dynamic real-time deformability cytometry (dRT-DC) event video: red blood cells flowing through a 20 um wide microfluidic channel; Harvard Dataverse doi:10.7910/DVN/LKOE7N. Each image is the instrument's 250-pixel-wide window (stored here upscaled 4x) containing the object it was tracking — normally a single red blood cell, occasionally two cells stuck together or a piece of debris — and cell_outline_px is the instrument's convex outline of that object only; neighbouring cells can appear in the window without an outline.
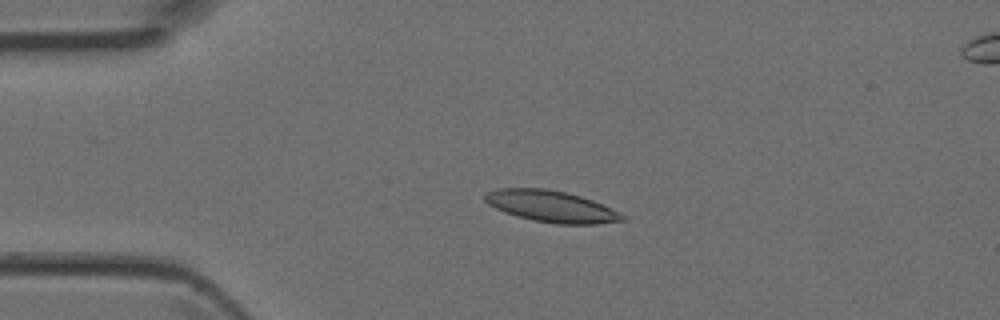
{"species": "Egyptian fruit bat (a non-hibernating species)", "species_latin": "Rousettus aegyptiacus", "temperature_condition": "room temperature", "stored_images_in_passage": 5, "segment_of_instrument_passage": [1, 2], "camera_frame_rate_fps": 3000, "um_per_image_px": 0.085, "animal": {"sex": "female"}, "frame": {"image": 1, "passage_image": 3, "time_ms": 0.667, "image_size_px": [1000, 320], "cell_outline_px": [[628, 220], [596, 224], [556, 224], [532, 220], [516, 216], [504, 212], [488, 204], [484, 200], [484, 192], [500, 188], [544, 188], [568, 192], [592, 200], [612, 208], [628, 216]], "centroid_in_image_um": [46.89, 17.54], "position_along_channel_um": 38.1, "area_um2": 25.55}}